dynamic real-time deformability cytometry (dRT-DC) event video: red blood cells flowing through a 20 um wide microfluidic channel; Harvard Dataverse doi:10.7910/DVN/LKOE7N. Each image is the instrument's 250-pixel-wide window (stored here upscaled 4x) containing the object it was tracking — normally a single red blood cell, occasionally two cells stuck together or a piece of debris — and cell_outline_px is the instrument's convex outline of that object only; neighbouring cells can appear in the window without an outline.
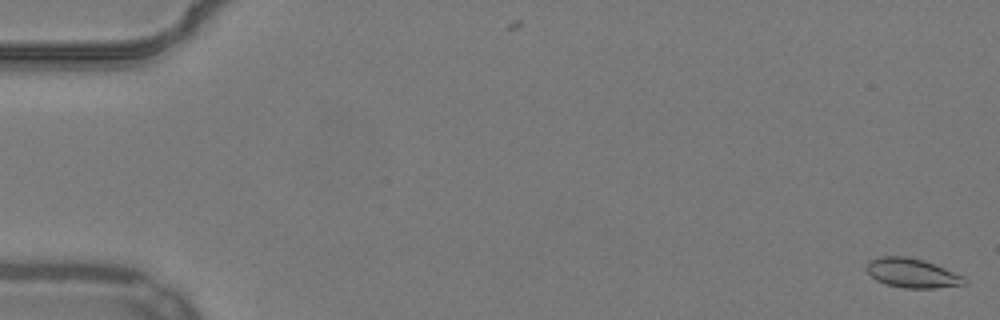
{"species": "common noctule bat (a hibernating species)", "species_latin": "Nyctalus noctula", "temperature_condition": "warm", "stored_images_in_passage": 55, "camera_frame_rate_fps": 3000, "um_per_image_px": 0.085, "animal": {"sex": "male", "body_mass_g": 19.2, "forearm_length_mm": 51.8}, "frame": {"image": 1, "passage_image": 1, "time_ms": 0.0, "image_size_px": [1000, 320], "cell_outline_px": [[968, 284], [932, 288], [904, 288], [884, 284], [876, 280], [864, 268], [868, 260], [880, 256], [908, 256], [924, 260], [964, 276], [968, 280]], "centroid_in_image_um": [77.51, 23.2], "position_along_channel_um": 7.5, "area_um2": 16.94}}
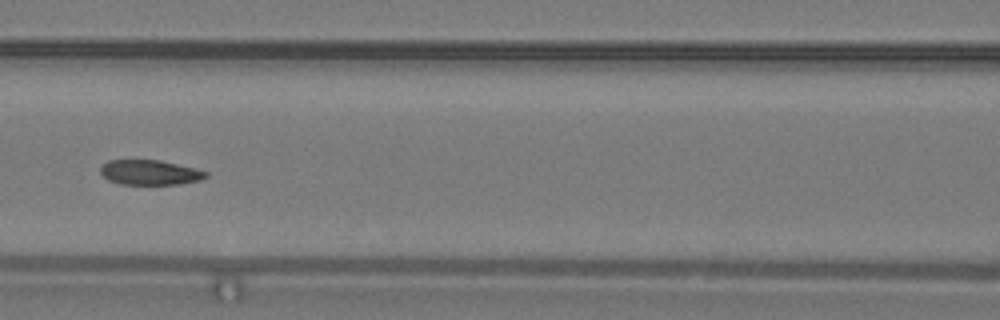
{"frame": {"image": 2, "passage_image": 25, "time_ms": 8.0, "image_size_px": [1000, 320], "cell_outline_px": [[208, 176], [200, 180], [180, 184], [120, 184], [108, 180], [100, 172], [100, 168], [108, 160], [160, 160], [208, 172]], "centroid_in_image_um": [12.72, 14.66], "position_along_channel_um": 153.9, "area_um2": 15.14}}
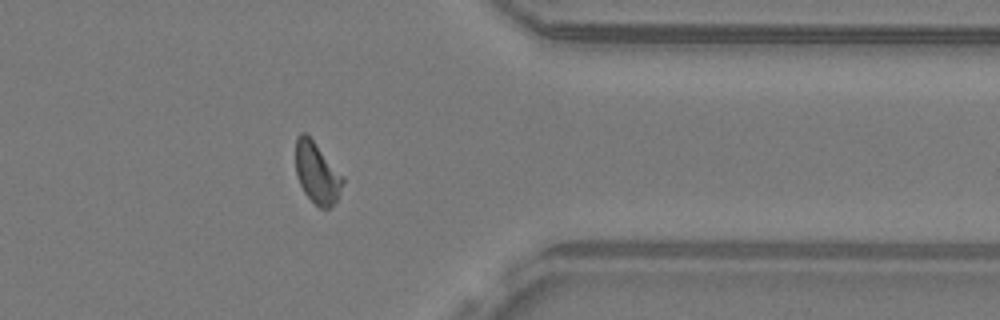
{"frame": {"image": 3, "passage_image": 44, "time_ms": 14.333, "image_size_px": [1000, 320], "cell_outline_px": [[344, 180], [336, 200], [328, 208], [320, 208], [304, 192], [296, 176], [296, 136], [300, 132], [304, 132], [312, 140], [344, 176]], "centroid_in_image_um": [26.93, 14.68], "position_along_channel_um": 384.5, "area_um2": 16.47}, "authors_computed_cell_mechanics": {"area_um2": 16.473, "velocity_mm_per_s": 3.8427, "shape_relaxation_time_tau1_ms": 4.7329, "shape_relaxation_time_tau2_ms": 1.5975, "deformation_change_tau1": 0.1187, "deformation_change_tau2": 0.0752}}